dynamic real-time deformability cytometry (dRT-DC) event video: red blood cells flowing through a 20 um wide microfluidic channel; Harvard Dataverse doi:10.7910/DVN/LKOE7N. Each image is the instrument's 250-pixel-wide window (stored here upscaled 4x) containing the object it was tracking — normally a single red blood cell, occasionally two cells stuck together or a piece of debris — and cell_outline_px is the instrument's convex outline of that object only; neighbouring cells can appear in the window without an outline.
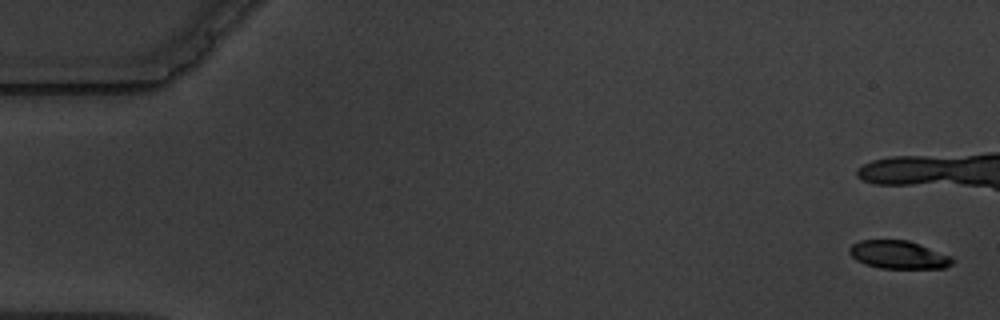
{"species": "common noctule bat (a hibernating species)", "species_latin": "Nyctalus noctula", "temperature_condition": "warm", "stored_images_in_passage": 4, "camera_frame_rate_fps": 3000, "um_per_image_px": 0.085, "animal": {"sex": "male", "body_mass_g": 19.5, "forearm_length_mm": 54.6}, "frame": {"image": 1, "passage_image": 1, "time_ms": 0.0, "image_size_px": [1000, 320], "cell_outline_px": [[956, 260], [952, 264], [944, 268], [880, 268], [864, 264], [856, 260], [848, 252], [848, 248], [852, 244], [860, 240], [908, 240], [952, 256]], "centroid_in_image_um": [76.37, 21.65], "position_along_channel_um": 8.6, "area_um2": 16.94}}